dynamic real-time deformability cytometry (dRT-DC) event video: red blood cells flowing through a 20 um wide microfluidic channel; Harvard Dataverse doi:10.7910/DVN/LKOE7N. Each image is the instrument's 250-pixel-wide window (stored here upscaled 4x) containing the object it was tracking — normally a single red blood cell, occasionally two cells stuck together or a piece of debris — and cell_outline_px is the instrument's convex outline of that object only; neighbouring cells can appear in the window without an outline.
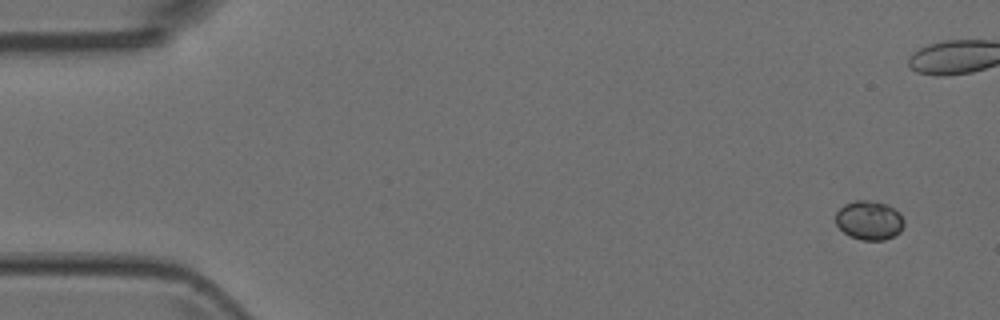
{"species": "Egyptian fruit bat (a non-hibernating species)", "species_latin": "Rousettus aegyptiacus", "temperature_condition": "room temperature", "stored_images_in_passage": 5, "segment_of_instrument_passage": [2, 2], "camera_frame_rate_fps": 3000, "um_per_image_px": 0.085, "animal": {"sex": "female"}, "frame": {"image": 1, "passage_image": 5, "time_ms": 1.333, "image_size_px": [1000, 320], "cell_outline_px": [[904, 224], [900, 232], [884, 240], [860, 240], [844, 232], [836, 224], [836, 212], [844, 204], [856, 200], [868, 200], [888, 204], [900, 212], [904, 220]], "centroid_in_image_um": [73.9, 18.71], "position_along_channel_um": 11.1, "area_um2": 15.61}}